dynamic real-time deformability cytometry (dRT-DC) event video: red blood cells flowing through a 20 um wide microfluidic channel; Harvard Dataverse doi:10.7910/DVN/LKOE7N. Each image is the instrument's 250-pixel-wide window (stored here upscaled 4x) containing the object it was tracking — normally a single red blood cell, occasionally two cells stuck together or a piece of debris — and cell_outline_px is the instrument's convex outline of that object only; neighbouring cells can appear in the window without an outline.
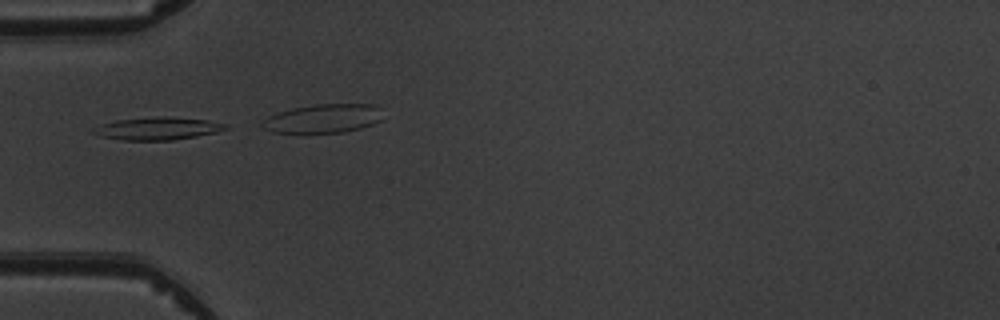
{"species": "common noctule bat (a hibernating species)", "species_latin": "Nyctalus noctula", "temperature_condition": "warm", "stored_images_in_passage": 4, "camera_frame_rate_fps": 3000, "um_per_image_px": 0.085, "animal": {"sex": "male", "body_mass_g": 19.5, "forearm_length_mm": 54.6}, "frame": {"image": 1, "passage_image": 3, "time_ms": 2.333, "image_size_px": [1000, 320], "cell_outline_px": [[228, 128], [216, 132], [196, 136], [172, 140], [124, 140], [100, 136], [92, 132], [92, 128], [100, 124], [116, 120], [164, 116], [168, 116], [208, 120], [228, 124]], "centroid_in_image_um": [13.39, 10.92], "position_along_channel_um": 71.6, "area_um2": 17.4}}